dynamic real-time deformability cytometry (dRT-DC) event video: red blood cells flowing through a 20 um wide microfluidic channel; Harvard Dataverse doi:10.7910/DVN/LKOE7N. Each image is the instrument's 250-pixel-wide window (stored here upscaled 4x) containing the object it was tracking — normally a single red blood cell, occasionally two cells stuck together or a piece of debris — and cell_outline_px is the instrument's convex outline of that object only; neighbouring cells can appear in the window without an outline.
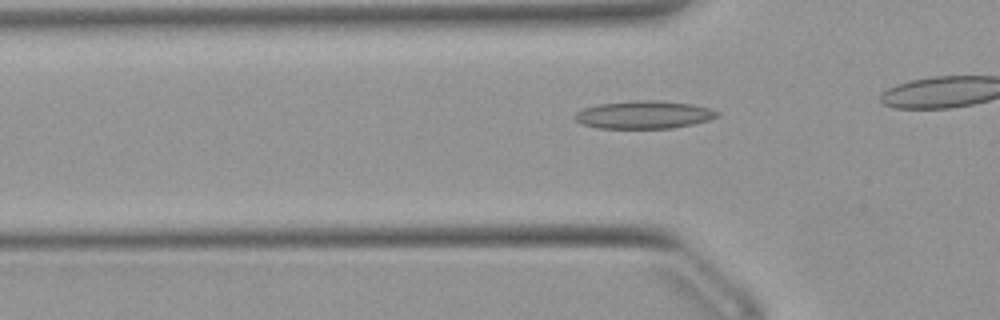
{"species": "Egyptian fruit bat (a non-hibernating species)", "species_latin": "Rousettus aegyptiacus", "temperature_condition": "warm", "stored_images_in_passage": 37, "camera_frame_rate_fps": 3000, "um_per_image_px": 0.085, "animal": {"sex": "female"}, "frame": {"image": 1, "passage_image": 13, "time_ms": 4.0, "image_size_px": [1000, 320], "cell_outline_px": [[720, 116], [708, 120], [692, 124], [672, 128], [596, 128], [584, 124], [576, 120], [572, 116], [576, 112], [584, 108], [600, 104], [632, 100], [656, 100], [692, 104], [708, 108], [720, 112]], "centroid_in_image_um": [54.73, 9.75], "position_along_channel_um": 71.1, "area_um2": 23.06}}
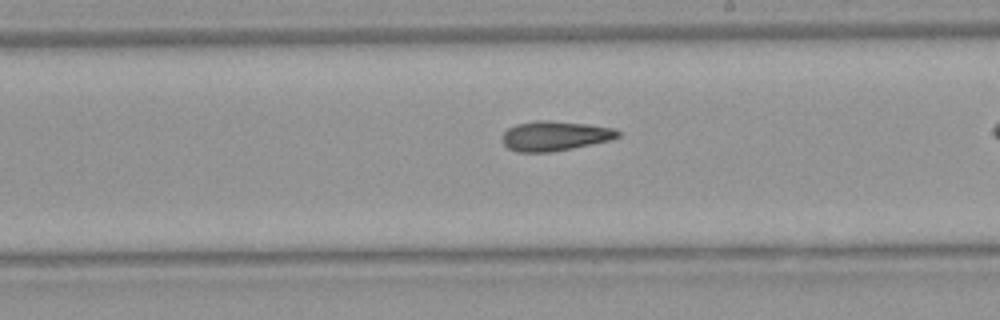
{"frame": {"image": 2, "passage_image": 26, "time_ms": 8.333, "image_size_px": [1000, 320], "cell_outline_px": [[620, 136], [612, 140], [552, 152], [516, 152], [508, 148], [500, 140], [500, 136], [508, 128], [516, 124], [536, 120], [544, 120], [588, 124], [612, 128], [620, 132]], "centroid_in_image_um": [47.12, 11.56], "position_along_channel_um": 241.9, "area_um2": 20.17}}
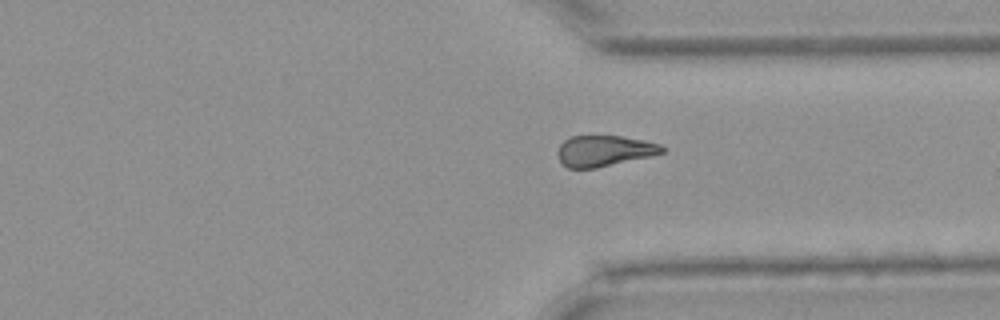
{"frame": {"image": 3, "passage_image": 35, "time_ms": 11.333, "image_size_px": [1000, 320], "cell_outline_px": [[664, 152], [648, 156], [596, 168], [568, 168], [560, 160], [556, 152], [560, 144], [564, 140], [572, 136], [620, 136], [644, 140], [660, 144], [664, 148]], "centroid_in_image_um": [51.32, 12.81], "position_along_channel_um": 360.1, "area_um2": 18.55}}